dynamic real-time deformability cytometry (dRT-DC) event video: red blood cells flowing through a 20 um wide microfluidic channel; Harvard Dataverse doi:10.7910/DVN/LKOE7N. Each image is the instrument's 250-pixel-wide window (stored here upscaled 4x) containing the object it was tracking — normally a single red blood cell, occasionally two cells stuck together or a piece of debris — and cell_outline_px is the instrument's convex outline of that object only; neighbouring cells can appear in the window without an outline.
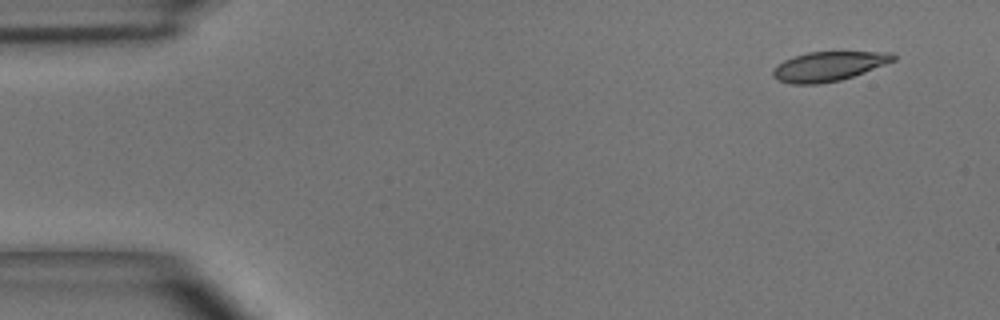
{"species": "common noctule bat (a hibernating species)", "species_latin": "Nyctalus noctula", "temperature_condition": "room temperature", "stored_images_in_passage": 3, "camera_frame_rate_fps": 3000, "um_per_image_px": 0.085, "animal": {"sex": "male", "body_mass_g": 15.6}, "frame": {"image": 1, "passage_image": 1, "time_ms": 0.0, "image_size_px": [1000, 320], "cell_outline_px": [[896, 60], [864, 72], [840, 80], [820, 84], [792, 84], [776, 80], [772, 76], [772, 72], [776, 64], [792, 56], [808, 52], [892, 52], [896, 56]], "centroid_in_image_um": [70.38, 5.64], "position_along_channel_um": 14.6, "area_um2": 20.75}}